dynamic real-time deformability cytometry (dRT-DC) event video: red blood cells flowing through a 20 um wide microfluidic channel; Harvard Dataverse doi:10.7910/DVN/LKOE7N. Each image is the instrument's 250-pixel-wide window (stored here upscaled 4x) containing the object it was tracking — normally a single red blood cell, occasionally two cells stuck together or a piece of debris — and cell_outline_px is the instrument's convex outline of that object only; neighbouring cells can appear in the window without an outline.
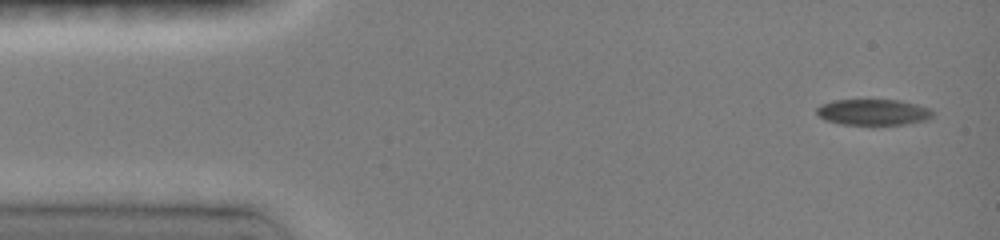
{"species": "common noctule bat (a hibernating species)", "species_latin": "Nyctalus noctula", "temperature_condition": "room temperature", "stored_images_in_passage": 26, "camera_frame_rate_fps": 3000, "um_per_image_px": 0.085, "animal": {"sex": "female", "body_mass_g": 19.0, "forearm_length_mm": 51.5}, "frame": {"image": 1, "passage_image": 1, "time_ms": 0.0, "image_size_px": [1000, 240], "cell_outline_px": [[936, 112], [928, 120], [904, 124], [844, 124], [824, 120], [816, 112], [816, 108], [820, 104], [832, 100], [900, 100], [932, 108]], "centroid_in_image_um": [74.26, 9.52], "position_along_channel_um": 10.7, "area_um2": 17.69}}
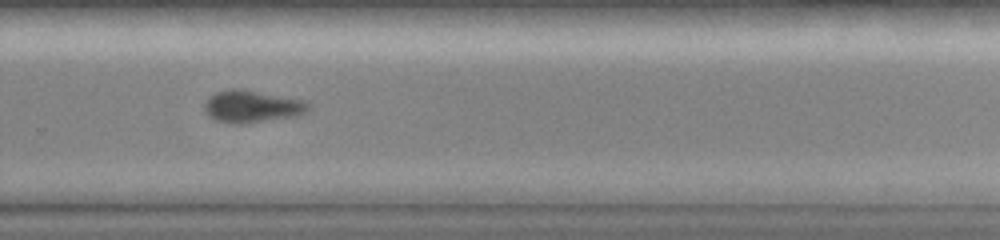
{"frame": {"image": 2, "passage_image": 19, "time_ms": 10.0, "image_size_px": [1000, 240], "cell_outline_px": [[312, 104], [304, 112], [292, 116], [240, 124], [236, 124], [216, 120], [204, 108], [204, 104], [208, 96], [216, 92], [232, 88], [236, 88], [308, 100]], "centroid_in_image_um": [21.43, 9.02], "position_along_channel_um": 308.4, "area_um2": 19.19}}
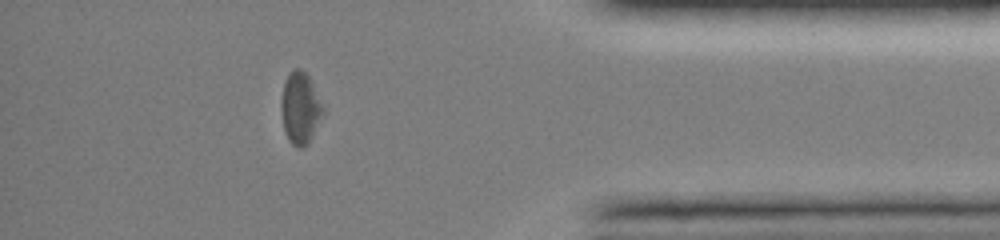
{"frame": {"image": 3, "passage_image": 24, "time_ms": 13.0, "image_size_px": [1000, 240], "cell_outline_px": [[324, 116], [308, 144], [300, 148], [292, 144], [288, 140], [284, 128], [280, 108], [280, 104], [284, 84], [288, 76], [296, 68], [300, 68], [308, 76], [324, 108]], "centroid_in_image_um": [25.53, 9.23], "position_along_channel_um": 409.7, "area_um2": 17.34}, "authors_computed_cell_mechanics": {"area_um2": 19.0162, "velocity_mm_per_s": 4.0157, "shape_relaxation_time_tau1_ms": null, "shape_relaxation_time_tau2_ms": 4.3195, "deformation_change_tau1": null, "deformation_change_tau2": 0.0983}}